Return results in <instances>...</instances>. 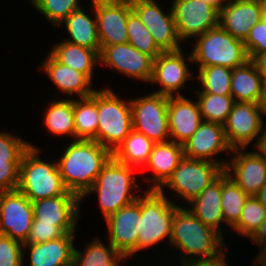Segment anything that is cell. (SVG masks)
Wrapping results in <instances>:
<instances>
[{
    "mask_svg": "<svg viewBox=\"0 0 266 266\" xmlns=\"http://www.w3.org/2000/svg\"><path fill=\"white\" fill-rule=\"evenodd\" d=\"M264 2V17L266 18V0H263Z\"/></svg>",
    "mask_w": 266,
    "mask_h": 266,
    "instance_id": "f5cc1de1",
    "label": "cell"
},
{
    "mask_svg": "<svg viewBox=\"0 0 266 266\" xmlns=\"http://www.w3.org/2000/svg\"><path fill=\"white\" fill-rule=\"evenodd\" d=\"M253 146V148H255L253 150L266 161V128Z\"/></svg>",
    "mask_w": 266,
    "mask_h": 266,
    "instance_id": "bcb514c9",
    "label": "cell"
},
{
    "mask_svg": "<svg viewBox=\"0 0 266 266\" xmlns=\"http://www.w3.org/2000/svg\"><path fill=\"white\" fill-rule=\"evenodd\" d=\"M183 158L182 144L174 141L155 143L147 163L142 168L150 170L151 174L146 178L143 177L144 180H142L151 184L150 187L147 186V189L158 190L172 175ZM151 172H153V175Z\"/></svg>",
    "mask_w": 266,
    "mask_h": 266,
    "instance_id": "cb8c5ba5",
    "label": "cell"
},
{
    "mask_svg": "<svg viewBox=\"0 0 266 266\" xmlns=\"http://www.w3.org/2000/svg\"><path fill=\"white\" fill-rule=\"evenodd\" d=\"M39 151L30 143L24 152L20 161L18 190L31 202L60 195H76L64 186L57 161L43 160Z\"/></svg>",
    "mask_w": 266,
    "mask_h": 266,
    "instance_id": "277c9868",
    "label": "cell"
},
{
    "mask_svg": "<svg viewBox=\"0 0 266 266\" xmlns=\"http://www.w3.org/2000/svg\"><path fill=\"white\" fill-rule=\"evenodd\" d=\"M264 80L253 60L232 69L231 96L235 102L259 104Z\"/></svg>",
    "mask_w": 266,
    "mask_h": 266,
    "instance_id": "4316f807",
    "label": "cell"
},
{
    "mask_svg": "<svg viewBox=\"0 0 266 266\" xmlns=\"http://www.w3.org/2000/svg\"><path fill=\"white\" fill-rule=\"evenodd\" d=\"M58 62L94 78L93 69L100 66L99 52L62 40L49 52ZM94 66V67H93Z\"/></svg>",
    "mask_w": 266,
    "mask_h": 266,
    "instance_id": "f1b7e54d",
    "label": "cell"
},
{
    "mask_svg": "<svg viewBox=\"0 0 266 266\" xmlns=\"http://www.w3.org/2000/svg\"><path fill=\"white\" fill-rule=\"evenodd\" d=\"M256 256L253 260L254 266H266V251H260Z\"/></svg>",
    "mask_w": 266,
    "mask_h": 266,
    "instance_id": "c3c4849f",
    "label": "cell"
},
{
    "mask_svg": "<svg viewBox=\"0 0 266 266\" xmlns=\"http://www.w3.org/2000/svg\"><path fill=\"white\" fill-rule=\"evenodd\" d=\"M99 58L100 65H106L130 79L146 84L151 80L154 59L141 53L129 42L101 47Z\"/></svg>",
    "mask_w": 266,
    "mask_h": 266,
    "instance_id": "2e32d148",
    "label": "cell"
},
{
    "mask_svg": "<svg viewBox=\"0 0 266 266\" xmlns=\"http://www.w3.org/2000/svg\"><path fill=\"white\" fill-rule=\"evenodd\" d=\"M185 207L179 206L173 214L170 247L183 253L177 260L181 265L229 266L224 237Z\"/></svg>",
    "mask_w": 266,
    "mask_h": 266,
    "instance_id": "6da1fadb",
    "label": "cell"
},
{
    "mask_svg": "<svg viewBox=\"0 0 266 266\" xmlns=\"http://www.w3.org/2000/svg\"><path fill=\"white\" fill-rule=\"evenodd\" d=\"M33 221L32 202L18 189L0 193V234L27 241Z\"/></svg>",
    "mask_w": 266,
    "mask_h": 266,
    "instance_id": "e0dca14e",
    "label": "cell"
},
{
    "mask_svg": "<svg viewBox=\"0 0 266 266\" xmlns=\"http://www.w3.org/2000/svg\"><path fill=\"white\" fill-rule=\"evenodd\" d=\"M75 234L66 233L58 239L44 243L23 244V252L29 249V266H71Z\"/></svg>",
    "mask_w": 266,
    "mask_h": 266,
    "instance_id": "d4e9b609",
    "label": "cell"
},
{
    "mask_svg": "<svg viewBox=\"0 0 266 266\" xmlns=\"http://www.w3.org/2000/svg\"><path fill=\"white\" fill-rule=\"evenodd\" d=\"M36 11L52 25L57 26L72 12L79 10L83 6L80 0H30Z\"/></svg>",
    "mask_w": 266,
    "mask_h": 266,
    "instance_id": "f35d334b",
    "label": "cell"
},
{
    "mask_svg": "<svg viewBox=\"0 0 266 266\" xmlns=\"http://www.w3.org/2000/svg\"><path fill=\"white\" fill-rule=\"evenodd\" d=\"M81 198L77 195H60L32 202L33 218L40 224L76 226L80 219Z\"/></svg>",
    "mask_w": 266,
    "mask_h": 266,
    "instance_id": "7402d4cb",
    "label": "cell"
},
{
    "mask_svg": "<svg viewBox=\"0 0 266 266\" xmlns=\"http://www.w3.org/2000/svg\"><path fill=\"white\" fill-rule=\"evenodd\" d=\"M20 161H0V191L18 189Z\"/></svg>",
    "mask_w": 266,
    "mask_h": 266,
    "instance_id": "ee69618b",
    "label": "cell"
},
{
    "mask_svg": "<svg viewBox=\"0 0 266 266\" xmlns=\"http://www.w3.org/2000/svg\"><path fill=\"white\" fill-rule=\"evenodd\" d=\"M221 176L206 187L196 198L188 203L187 208L206 226L217 231L221 236L224 216L221 208ZM190 207V208H189Z\"/></svg>",
    "mask_w": 266,
    "mask_h": 266,
    "instance_id": "484cf974",
    "label": "cell"
},
{
    "mask_svg": "<svg viewBox=\"0 0 266 266\" xmlns=\"http://www.w3.org/2000/svg\"><path fill=\"white\" fill-rule=\"evenodd\" d=\"M40 65L43 71L66 96L84 98L91 96L97 89L92 88L93 81L84 73L58 62L50 53ZM72 96V97H71Z\"/></svg>",
    "mask_w": 266,
    "mask_h": 266,
    "instance_id": "603a6c76",
    "label": "cell"
},
{
    "mask_svg": "<svg viewBox=\"0 0 266 266\" xmlns=\"http://www.w3.org/2000/svg\"><path fill=\"white\" fill-rule=\"evenodd\" d=\"M260 108L263 112L264 117H266V82L263 84L262 97L259 102Z\"/></svg>",
    "mask_w": 266,
    "mask_h": 266,
    "instance_id": "f907efd6",
    "label": "cell"
},
{
    "mask_svg": "<svg viewBox=\"0 0 266 266\" xmlns=\"http://www.w3.org/2000/svg\"><path fill=\"white\" fill-rule=\"evenodd\" d=\"M155 142L144 134L132 130L115 149L112 156L122 164L143 168L149 159Z\"/></svg>",
    "mask_w": 266,
    "mask_h": 266,
    "instance_id": "1f68e13d",
    "label": "cell"
},
{
    "mask_svg": "<svg viewBox=\"0 0 266 266\" xmlns=\"http://www.w3.org/2000/svg\"><path fill=\"white\" fill-rule=\"evenodd\" d=\"M244 45L250 60L266 52V18L264 16L251 28Z\"/></svg>",
    "mask_w": 266,
    "mask_h": 266,
    "instance_id": "7bdbcfd3",
    "label": "cell"
},
{
    "mask_svg": "<svg viewBox=\"0 0 266 266\" xmlns=\"http://www.w3.org/2000/svg\"><path fill=\"white\" fill-rule=\"evenodd\" d=\"M193 40L191 54L198 68L218 65L234 69L250 60L244 42L235 39L220 25Z\"/></svg>",
    "mask_w": 266,
    "mask_h": 266,
    "instance_id": "8992f818",
    "label": "cell"
},
{
    "mask_svg": "<svg viewBox=\"0 0 266 266\" xmlns=\"http://www.w3.org/2000/svg\"><path fill=\"white\" fill-rule=\"evenodd\" d=\"M182 266H205V265H191V264H183Z\"/></svg>",
    "mask_w": 266,
    "mask_h": 266,
    "instance_id": "db71d44e",
    "label": "cell"
},
{
    "mask_svg": "<svg viewBox=\"0 0 266 266\" xmlns=\"http://www.w3.org/2000/svg\"><path fill=\"white\" fill-rule=\"evenodd\" d=\"M138 169L122 164L113 156L103 165L92 187L81 197V202L89 195L97 194L104 220L122 207L135 202L140 196V185L134 175ZM92 193V194H91Z\"/></svg>",
    "mask_w": 266,
    "mask_h": 266,
    "instance_id": "3957f363",
    "label": "cell"
},
{
    "mask_svg": "<svg viewBox=\"0 0 266 266\" xmlns=\"http://www.w3.org/2000/svg\"><path fill=\"white\" fill-rule=\"evenodd\" d=\"M30 147L29 141L11 132L0 131V161H21L24 152Z\"/></svg>",
    "mask_w": 266,
    "mask_h": 266,
    "instance_id": "60d3db41",
    "label": "cell"
},
{
    "mask_svg": "<svg viewBox=\"0 0 266 266\" xmlns=\"http://www.w3.org/2000/svg\"><path fill=\"white\" fill-rule=\"evenodd\" d=\"M123 99L108 86L98 90L99 122L94 140L111 153L133 130L130 100Z\"/></svg>",
    "mask_w": 266,
    "mask_h": 266,
    "instance_id": "52a82bcc",
    "label": "cell"
},
{
    "mask_svg": "<svg viewBox=\"0 0 266 266\" xmlns=\"http://www.w3.org/2000/svg\"><path fill=\"white\" fill-rule=\"evenodd\" d=\"M131 7L162 52L182 49L183 42L178 36L171 7L166 13L156 0H131Z\"/></svg>",
    "mask_w": 266,
    "mask_h": 266,
    "instance_id": "8fae6325",
    "label": "cell"
},
{
    "mask_svg": "<svg viewBox=\"0 0 266 266\" xmlns=\"http://www.w3.org/2000/svg\"><path fill=\"white\" fill-rule=\"evenodd\" d=\"M171 3L177 33L183 44L219 26L220 10L208 3L198 0H172Z\"/></svg>",
    "mask_w": 266,
    "mask_h": 266,
    "instance_id": "7c38bea8",
    "label": "cell"
},
{
    "mask_svg": "<svg viewBox=\"0 0 266 266\" xmlns=\"http://www.w3.org/2000/svg\"><path fill=\"white\" fill-rule=\"evenodd\" d=\"M108 243L128 261L137 254V240L141 225V194L130 205L122 207L105 219Z\"/></svg>",
    "mask_w": 266,
    "mask_h": 266,
    "instance_id": "5bb4252c",
    "label": "cell"
},
{
    "mask_svg": "<svg viewBox=\"0 0 266 266\" xmlns=\"http://www.w3.org/2000/svg\"><path fill=\"white\" fill-rule=\"evenodd\" d=\"M182 146L184 157L215 162L224 169L228 160H219L218 156L223 152L227 155L232 152L223 125L207 121H202L198 130Z\"/></svg>",
    "mask_w": 266,
    "mask_h": 266,
    "instance_id": "ac0fdd59",
    "label": "cell"
},
{
    "mask_svg": "<svg viewBox=\"0 0 266 266\" xmlns=\"http://www.w3.org/2000/svg\"><path fill=\"white\" fill-rule=\"evenodd\" d=\"M212 5L213 7L221 10L230 0H198Z\"/></svg>",
    "mask_w": 266,
    "mask_h": 266,
    "instance_id": "681fc988",
    "label": "cell"
},
{
    "mask_svg": "<svg viewBox=\"0 0 266 266\" xmlns=\"http://www.w3.org/2000/svg\"><path fill=\"white\" fill-rule=\"evenodd\" d=\"M128 42L141 53L155 59L162 51L154 42L153 36L132 10L127 19Z\"/></svg>",
    "mask_w": 266,
    "mask_h": 266,
    "instance_id": "8d00e7d4",
    "label": "cell"
},
{
    "mask_svg": "<svg viewBox=\"0 0 266 266\" xmlns=\"http://www.w3.org/2000/svg\"><path fill=\"white\" fill-rule=\"evenodd\" d=\"M265 219L266 208L255 196H249L238 223L230 230L236 231L237 234L249 239Z\"/></svg>",
    "mask_w": 266,
    "mask_h": 266,
    "instance_id": "74e56055",
    "label": "cell"
},
{
    "mask_svg": "<svg viewBox=\"0 0 266 266\" xmlns=\"http://www.w3.org/2000/svg\"><path fill=\"white\" fill-rule=\"evenodd\" d=\"M187 61H191L190 63L193 64L191 51L184 54L181 49L159 54L154 59L152 77L149 83L156 85L158 83L161 87L153 90V92L169 97L184 96V94H181V90L187 88L188 80H195V77H193L195 75L189 69Z\"/></svg>",
    "mask_w": 266,
    "mask_h": 266,
    "instance_id": "30bf717a",
    "label": "cell"
},
{
    "mask_svg": "<svg viewBox=\"0 0 266 266\" xmlns=\"http://www.w3.org/2000/svg\"><path fill=\"white\" fill-rule=\"evenodd\" d=\"M264 16L263 0H230L221 10L219 25L235 39L245 41Z\"/></svg>",
    "mask_w": 266,
    "mask_h": 266,
    "instance_id": "ffe728a7",
    "label": "cell"
},
{
    "mask_svg": "<svg viewBox=\"0 0 266 266\" xmlns=\"http://www.w3.org/2000/svg\"><path fill=\"white\" fill-rule=\"evenodd\" d=\"M84 247L80 251L75 246L71 266H123L122 263L128 262L110 243L106 246L98 237Z\"/></svg>",
    "mask_w": 266,
    "mask_h": 266,
    "instance_id": "f546056e",
    "label": "cell"
},
{
    "mask_svg": "<svg viewBox=\"0 0 266 266\" xmlns=\"http://www.w3.org/2000/svg\"><path fill=\"white\" fill-rule=\"evenodd\" d=\"M196 69H198V73H195V79L199 81L202 89L198 88L196 93L231 95L232 69L218 65Z\"/></svg>",
    "mask_w": 266,
    "mask_h": 266,
    "instance_id": "e575fe53",
    "label": "cell"
},
{
    "mask_svg": "<svg viewBox=\"0 0 266 266\" xmlns=\"http://www.w3.org/2000/svg\"><path fill=\"white\" fill-rule=\"evenodd\" d=\"M251 150L232 149L224 172L249 196H255L266 183V161Z\"/></svg>",
    "mask_w": 266,
    "mask_h": 266,
    "instance_id": "d6986e66",
    "label": "cell"
},
{
    "mask_svg": "<svg viewBox=\"0 0 266 266\" xmlns=\"http://www.w3.org/2000/svg\"><path fill=\"white\" fill-rule=\"evenodd\" d=\"M141 225L137 240V253L154 248L157 243L170 246L172 221L179 204L170 200L167 194L158 190H147L141 193ZM153 245V246H152Z\"/></svg>",
    "mask_w": 266,
    "mask_h": 266,
    "instance_id": "5b68a950",
    "label": "cell"
},
{
    "mask_svg": "<svg viewBox=\"0 0 266 266\" xmlns=\"http://www.w3.org/2000/svg\"><path fill=\"white\" fill-rule=\"evenodd\" d=\"M76 226H56L55 224H40L33 218L30 234L24 244L44 243L55 240L66 233H76Z\"/></svg>",
    "mask_w": 266,
    "mask_h": 266,
    "instance_id": "ab89813d",
    "label": "cell"
},
{
    "mask_svg": "<svg viewBox=\"0 0 266 266\" xmlns=\"http://www.w3.org/2000/svg\"><path fill=\"white\" fill-rule=\"evenodd\" d=\"M259 202L266 208V183L262 189L255 195Z\"/></svg>",
    "mask_w": 266,
    "mask_h": 266,
    "instance_id": "816d5d0a",
    "label": "cell"
},
{
    "mask_svg": "<svg viewBox=\"0 0 266 266\" xmlns=\"http://www.w3.org/2000/svg\"><path fill=\"white\" fill-rule=\"evenodd\" d=\"M96 15L100 46L128 42L127 19L131 0H90Z\"/></svg>",
    "mask_w": 266,
    "mask_h": 266,
    "instance_id": "9a60e30c",
    "label": "cell"
},
{
    "mask_svg": "<svg viewBox=\"0 0 266 266\" xmlns=\"http://www.w3.org/2000/svg\"><path fill=\"white\" fill-rule=\"evenodd\" d=\"M253 61L258 68L259 74L263 77L264 82H266V52L257 55Z\"/></svg>",
    "mask_w": 266,
    "mask_h": 266,
    "instance_id": "7dc6e473",
    "label": "cell"
},
{
    "mask_svg": "<svg viewBox=\"0 0 266 266\" xmlns=\"http://www.w3.org/2000/svg\"><path fill=\"white\" fill-rule=\"evenodd\" d=\"M221 208L225 227L231 229L238 223L249 195L224 172L221 175Z\"/></svg>",
    "mask_w": 266,
    "mask_h": 266,
    "instance_id": "836d02e7",
    "label": "cell"
},
{
    "mask_svg": "<svg viewBox=\"0 0 266 266\" xmlns=\"http://www.w3.org/2000/svg\"><path fill=\"white\" fill-rule=\"evenodd\" d=\"M202 121L197 99L193 101L184 96L169 97L168 124L170 141L183 145L198 130Z\"/></svg>",
    "mask_w": 266,
    "mask_h": 266,
    "instance_id": "44dd1931",
    "label": "cell"
},
{
    "mask_svg": "<svg viewBox=\"0 0 266 266\" xmlns=\"http://www.w3.org/2000/svg\"><path fill=\"white\" fill-rule=\"evenodd\" d=\"M24 254L22 242L0 234V266H24Z\"/></svg>",
    "mask_w": 266,
    "mask_h": 266,
    "instance_id": "b9f144b4",
    "label": "cell"
},
{
    "mask_svg": "<svg viewBox=\"0 0 266 266\" xmlns=\"http://www.w3.org/2000/svg\"><path fill=\"white\" fill-rule=\"evenodd\" d=\"M75 140H94L98 130V90L91 96L73 98Z\"/></svg>",
    "mask_w": 266,
    "mask_h": 266,
    "instance_id": "4dcf8cb0",
    "label": "cell"
},
{
    "mask_svg": "<svg viewBox=\"0 0 266 266\" xmlns=\"http://www.w3.org/2000/svg\"><path fill=\"white\" fill-rule=\"evenodd\" d=\"M168 101L169 96L155 92L130 99L133 129L155 143L170 141Z\"/></svg>",
    "mask_w": 266,
    "mask_h": 266,
    "instance_id": "9c48e42d",
    "label": "cell"
},
{
    "mask_svg": "<svg viewBox=\"0 0 266 266\" xmlns=\"http://www.w3.org/2000/svg\"><path fill=\"white\" fill-rule=\"evenodd\" d=\"M260 249L266 247V219L261 223L257 230L249 237Z\"/></svg>",
    "mask_w": 266,
    "mask_h": 266,
    "instance_id": "f6af8a7d",
    "label": "cell"
},
{
    "mask_svg": "<svg viewBox=\"0 0 266 266\" xmlns=\"http://www.w3.org/2000/svg\"><path fill=\"white\" fill-rule=\"evenodd\" d=\"M57 159L64 186L80 198L92 187L112 153L95 140H72Z\"/></svg>",
    "mask_w": 266,
    "mask_h": 266,
    "instance_id": "7a4b0ae2",
    "label": "cell"
},
{
    "mask_svg": "<svg viewBox=\"0 0 266 266\" xmlns=\"http://www.w3.org/2000/svg\"><path fill=\"white\" fill-rule=\"evenodd\" d=\"M263 118L259 104L235 102L223 124L229 146L248 150L266 128Z\"/></svg>",
    "mask_w": 266,
    "mask_h": 266,
    "instance_id": "4fadbf2b",
    "label": "cell"
},
{
    "mask_svg": "<svg viewBox=\"0 0 266 266\" xmlns=\"http://www.w3.org/2000/svg\"><path fill=\"white\" fill-rule=\"evenodd\" d=\"M203 121L224 124L235 100L231 95L196 93Z\"/></svg>",
    "mask_w": 266,
    "mask_h": 266,
    "instance_id": "d590c367",
    "label": "cell"
},
{
    "mask_svg": "<svg viewBox=\"0 0 266 266\" xmlns=\"http://www.w3.org/2000/svg\"><path fill=\"white\" fill-rule=\"evenodd\" d=\"M43 117L44 126L49 133L57 136L73 137L75 140L73 99L65 98L51 101ZM64 135V136H63Z\"/></svg>",
    "mask_w": 266,
    "mask_h": 266,
    "instance_id": "d6a6232c",
    "label": "cell"
},
{
    "mask_svg": "<svg viewBox=\"0 0 266 266\" xmlns=\"http://www.w3.org/2000/svg\"><path fill=\"white\" fill-rule=\"evenodd\" d=\"M223 173L224 168L215 162L184 157L158 191L165 193L167 188L180 198L179 203H190Z\"/></svg>",
    "mask_w": 266,
    "mask_h": 266,
    "instance_id": "ba28073f",
    "label": "cell"
},
{
    "mask_svg": "<svg viewBox=\"0 0 266 266\" xmlns=\"http://www.w3.org/2000/svg\"><path fill=\"white\" fill-rule=\"evenodd\" d=\"M84 7L69 14L58 27L66 28L70 36L64 41L96 50L100 53L101 46L98 36L96 15L90 16Z\"/></svg>",
    "mask_w": 266,
    "mask_h": 266,
    "instance_id": "83f0119b",
    "label": "cell"
}]
</instances>
